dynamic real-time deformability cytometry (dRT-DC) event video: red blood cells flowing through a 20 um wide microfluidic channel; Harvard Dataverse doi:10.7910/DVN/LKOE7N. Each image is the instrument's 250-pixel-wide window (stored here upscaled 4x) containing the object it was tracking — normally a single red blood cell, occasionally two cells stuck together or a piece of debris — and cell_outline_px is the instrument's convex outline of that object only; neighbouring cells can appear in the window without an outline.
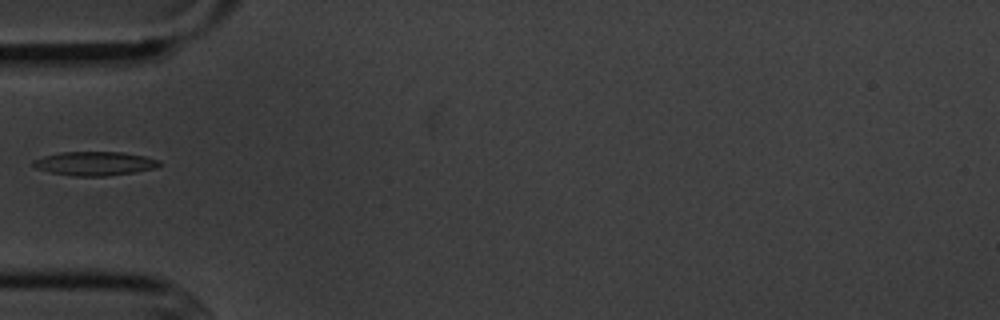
{"species": "common noctule bat (a hibernating species)", "species_latin": "Nyctalus noctula", "temperature_condition": "cold", "stored_images_in_passage": 8, "camera_frame_rate_fps": 3000, "um_per_image_px": 0.085, "animal": {"sex": "male", "body_mass_g": 20.1, "forearm_length_mm": 53.5}, "frame": {"image": 1, "passage_image": 5, "time_ms": 5.0, "image_size_px": [1000, 320], "cell_outline_px": [[160, 164], [156, 168], [136, 172], [108, 176], [72, 176], [52, 172], [36, 168], [32, 164], [32, 160], [44, 156], [60, 152], [120, 152], [144, 156], [160, 160]], "centroid_in_image_um": [8.06, 13.9], "position_along_channel_um": 76.9, "area_um2": 17.57}}
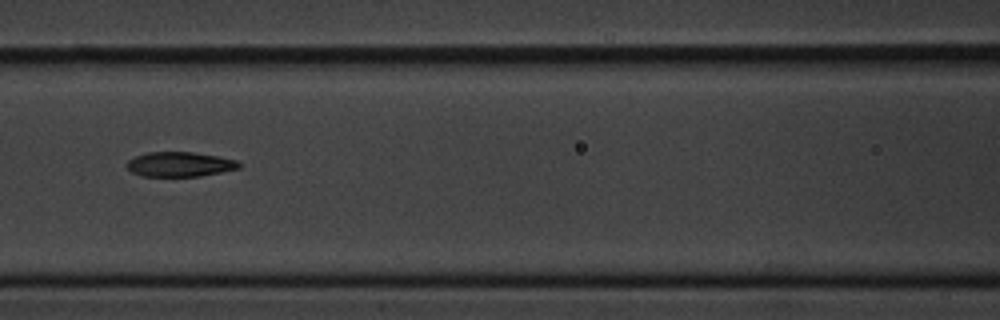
{"frame": {"image": 2, "passage_image": 7, "time_ms": 7.0, "image_size_px": [1000, 320], "cell_outline_px": [[240, 168], [200, 176], [144, 176], [132, 172], [128, 168], [128, 160], [136, 156], [148, 152], [192, 152], [216, 156], [236, 160], [240, 164]], "centroid_in_image_um": [15.28, 13.96], "position_along_channel_um": 151.3, "area_um2": 15.9}}
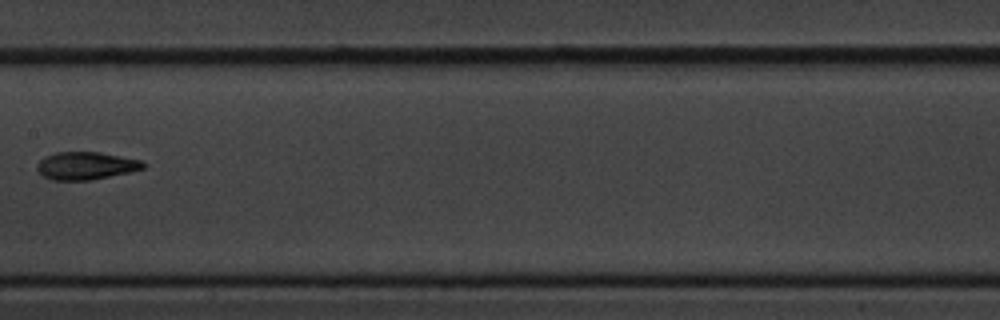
{"frame": {"image": 3, "passage_image": 8, "time_ms": 8.333, "image_size_px": [1000, 320], "cell_outline_px": [[148, 164], [144, 168], [132, 172], [92, 180], [52, 180], [44, 176], [36, 168], [36, 164], [40, 160], [56, 152], [100, 152], [140, 160]], "centroid_in_image_um": [7.34, 14.09], "position_along_channel_um": 200.1, "area_um2": 17.17}}